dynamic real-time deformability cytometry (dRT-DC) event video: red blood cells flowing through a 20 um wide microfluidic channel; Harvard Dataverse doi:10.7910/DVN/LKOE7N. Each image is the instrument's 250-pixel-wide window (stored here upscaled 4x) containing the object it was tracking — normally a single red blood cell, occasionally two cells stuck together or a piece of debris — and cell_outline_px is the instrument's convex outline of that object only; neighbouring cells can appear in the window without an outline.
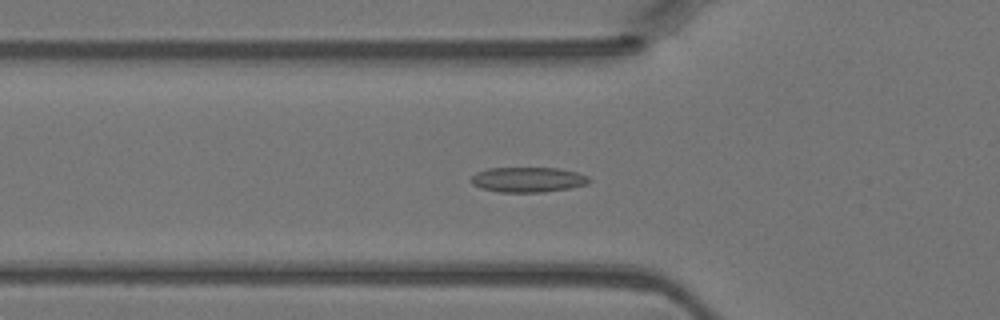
{"species": "Egyptian fruit bat (a non-hibernating species)", "species_latin": "Rousettus aegyptiacus", "temperature_condition": "warm", "stored_images_in_passage": 46, "camera_frame_rate_fps": 3000, "um_per_image_px": 0.085, "animal": {"sex": "female"}, "frame": {"image": 1, "passage_image": 16, "time_ms": 5.0, "image_size_px": [1000, 320], "cell_outline_px": [[592, 180], [588, 184], [568, 188], [544, 192], [500, 192], [480, 188], [472, 184], [468, 180], [476, 172], [488, 168], [560, 168], [576, 172], [588, 176]], "centroid_in_image_um": [44.85, 15.27], "position_along_channel_um": 80.9, "area_um2": 17.4}}
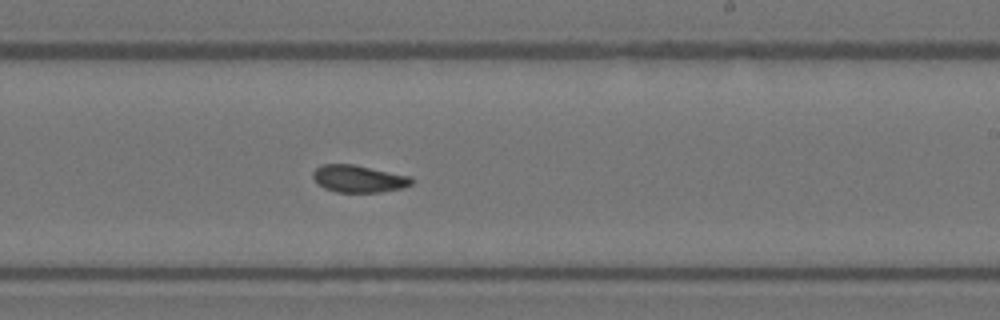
{"frame": {"image": 2, "passage_image": 28, "time_ms": 9.0, "image_size_px": [1000, 320], "cell_outline_px": [[412, 184], [400, 188], [380, 192], [336, 192], [324, 188], [312, 176], [312, 172], [320, 164], [352, 164], [412, 176]], "centroid_in_image_um": [30.47, 15.18], "position_along_channel_um": 258.5, "area_um2": 15.55}}
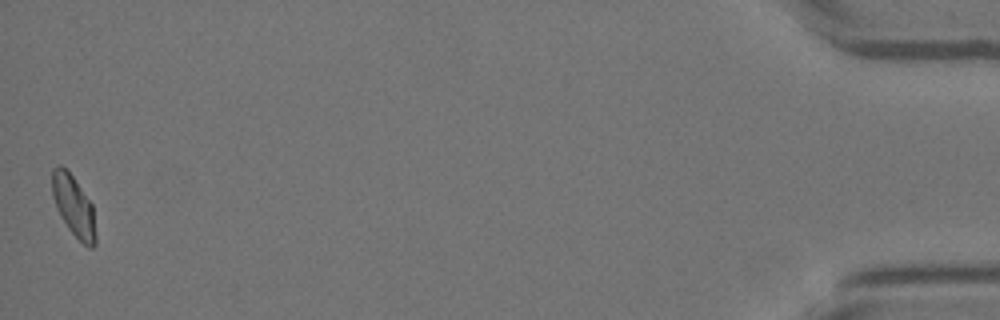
{"frame": {"image": 3, "passage_image": 46, "time_ms": 15.0, "image_size_px": [1000, 320], "cell_outline_px": [[96, 244], [92, 248], [88, 248], [68, 228], [56, 208], [52, 196], [52, 168], [56, 164], [60, 164], [72, 176], [92, 204], [96, 236]], "centroid_in_image_um": [6.25, 17.51], "position_along_channel_um": 429.0, "area_um2": 15.32}}